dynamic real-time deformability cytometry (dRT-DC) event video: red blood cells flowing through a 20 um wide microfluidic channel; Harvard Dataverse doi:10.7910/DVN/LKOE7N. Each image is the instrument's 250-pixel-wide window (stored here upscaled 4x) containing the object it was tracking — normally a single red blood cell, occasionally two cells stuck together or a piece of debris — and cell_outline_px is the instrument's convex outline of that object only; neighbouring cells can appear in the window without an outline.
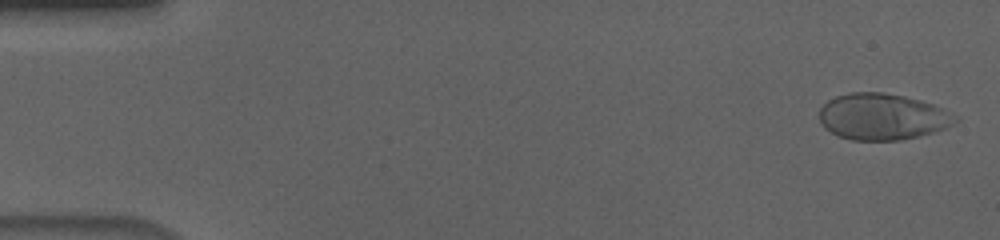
{"species": "human", "species_latin": "Homo sapiens", "temperature_condition": "cold", "stored_images_in_passage": 55, "camera_frame_rate_fps": 3000, "um_per_image_px": 0.085, "donor": {"sex": "male"}, "frame": {"image": 1, "passage_image": 2, "time_ms": 0.333, "image_size_px": [1000, 240], "cell_outline_px": [[960, 120], [948, 128], [900, 140], [852, 140], [836, 136], [824, 128], [820, 120], [820, 108], [828, 100], [836, 96], [852, 92], [884, 92], [904, 96], [920, 100], [932, 104], [956, 116]], "centroid_in_image_um": [74.98, 9.92], "position_along_channel_um": 10.0, "area_um2": 36.7}}
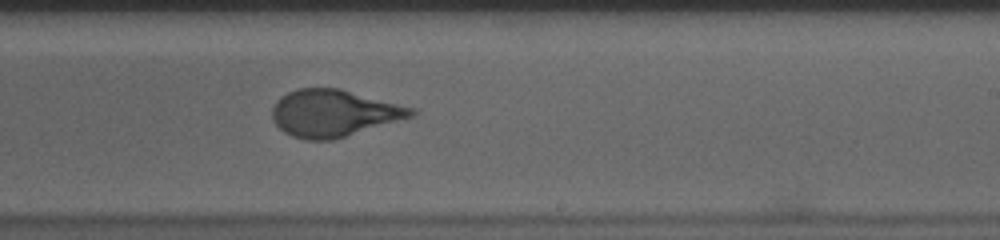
{"frame": {"image": 2, "passage_image": 34, "time_ms": 11.0, "image_size_px": [1000, 240], "cell_outline_px": [[416, 112], [412, 116], [332, 140], [308, 140], [292, 136], [284, 132], [272, 120], [272, 108], [276, 100], [280, 96], [296, 88], [340, 88], [416, 108]], "centroid_in_image_um": [28.33, 9.6], "position_along_channel_um": 260.7, "area_um2": 37.92}}
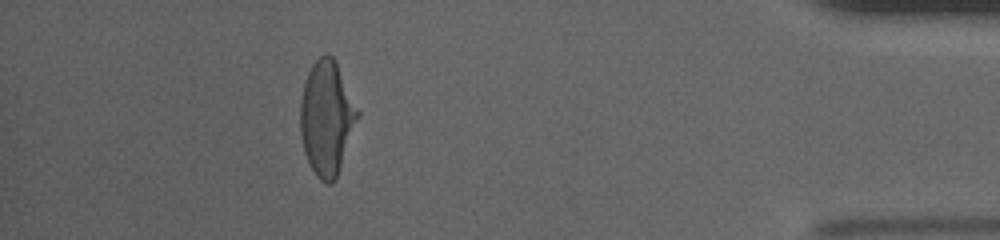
{"frame": {"image": 3, "passage_image": 50, "time_ms": 16.333, "image_size_px": [1000, 240], "cell_outline_px": [[360, 112], [336, 180], [332, 184], [328, 184], [320, 180], [316, 176], [304, 152], [300, 132], [300, 100], [304, 84], [308, 72], [312, 64], [324, 52], [328, 52], [332, 56]], "centroid_in_image_um": [27.76, 10.04], "position_along_channel_um": 407.4, "area_um2": 37.92}, "authors_computed_cell_mechanics": {"area_um2": 37.9168, "velocity_mm_per_s": 3.6716, "shape_relaxation_time_tau1_ms": 5.1146, "shape_relaxation_time_tau2_ms": null, "deformation_change_tau1": 0.1925, "deformation_change_tau2": null}}